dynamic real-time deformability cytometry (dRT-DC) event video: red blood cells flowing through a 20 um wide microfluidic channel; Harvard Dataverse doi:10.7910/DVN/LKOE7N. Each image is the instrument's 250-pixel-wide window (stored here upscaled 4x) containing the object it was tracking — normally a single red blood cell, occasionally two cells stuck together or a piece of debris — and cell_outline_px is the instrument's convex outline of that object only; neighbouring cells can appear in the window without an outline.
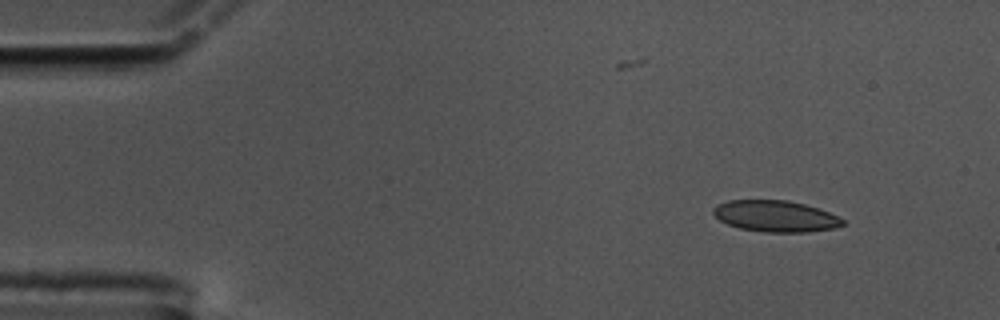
{"species": "common noctule bat (a hibernating species)", "species_latin": "Nyctalus noctula", "temperature_condition": "cold", "stored_images_in_passage": 53, "camera_frame_rate_fps": 3000, "um_per_image_px": 0.085, "animal": {"sex": "male", "body_mass_g": 17.5, "forearm_length_mm": 52.3}, "frame": {"image": 1, "passage_image": 1, "time_ms": 0.0, "image_size_px": [1000, 320], "cell_outline_px": [[844, 224], [836, 228], [808, 232], [764, 232], [740, 228], [728, 224], [720, 220], [712, 212], [712, 208], [716, 204], [728, 200], [788, 200], [804, 204], [828, 212], [844, 220]], "centroid_in_image_um": [65.89, 18.37], "position_along_channel_um": 19.1, "area_um2": 23.58}}
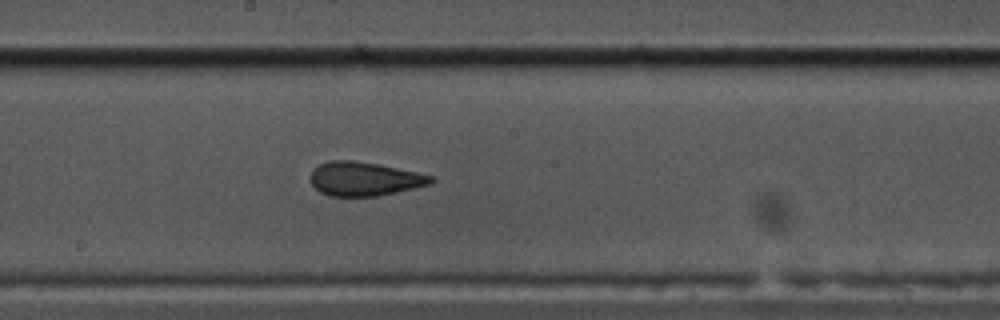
{"frame": {"image": 2, "passage_image": 26, "time_ms": 8.333, "image_size_px": [1000, 320], "cell_outline_px": [[436, 180], [428, 184], [396, 192], [376, 196], [328, 196], [320, 192], [312, 184], [312, 172], [320, 164], [332, 160], [352, 160], [376, 164], [436, 176]], "centroid_in_image_um": [30.99, 15.21], "position_along_channel_um": 217.2, "area_um2": 23.41}}
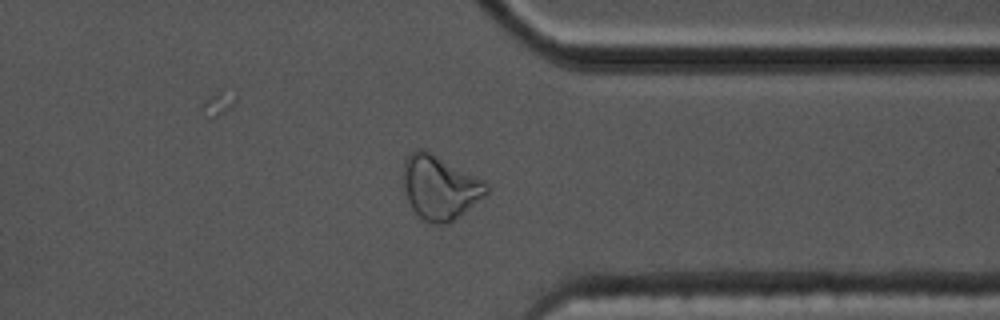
{"frame": {"image": 3, "passage_image": 40, "time_ms": 13.0, "image_size_px": [1000, 320], "cell_outline_px": [[488, 192], [484, 196], [460, 216], [448, 224], [432, 224], [424, 220], [412, 208], [408, 200], [404, 188], [404, 160], [416, 148], [424, 148], [432, 152], [484, 180], [488, 184]], "centroid_in_image_um": [37.4, 15.92], "position_along_channel_um": 374.0, "area_um2": 30.98}, "authors_computed_cell_mechanics": {"area_um2": 24.3338, "velocity_mm_per_s": 3.4289, "shape_relaxation_time_tau1_ms": null, "shape_relaxation_time_tau2_ms": 1.9677, "deformation_change_tau1": null, "deformation_change_tau2": 0.0683}}